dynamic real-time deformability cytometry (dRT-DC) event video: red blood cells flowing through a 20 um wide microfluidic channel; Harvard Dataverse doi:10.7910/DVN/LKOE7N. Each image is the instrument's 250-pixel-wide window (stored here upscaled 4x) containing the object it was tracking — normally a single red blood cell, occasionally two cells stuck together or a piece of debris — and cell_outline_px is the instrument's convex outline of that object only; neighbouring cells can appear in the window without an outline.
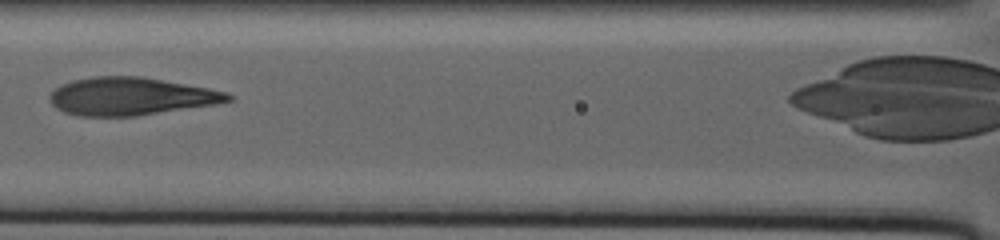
{"species": "human", "species_latin": "Homo sapiens", "temperature_condition": "warm", "stored_images_in_passage": 50, "camera_frame_rate_fps": 3000, "um_per_image_px": 0.085, "donor": {"sex": "male"}, "frame": {"image": 1, "passage_image": 23, "time_ms": 10.667, "image_size_px": [1000, 240], "cell_outline_px": [[232, 100], [216, 104], [136, 116], [80, 116], [64, 112], [56, 108], [48, 100], [48, 96], [60, 84], [72, 80], [92, 76], [140, 76], [208, 88], [228, 92], [232, 96]], "centroid_in_image_um": [11.08, 8.19], "position_along_channel_um": 155.5, "area_um2": 39.3}}
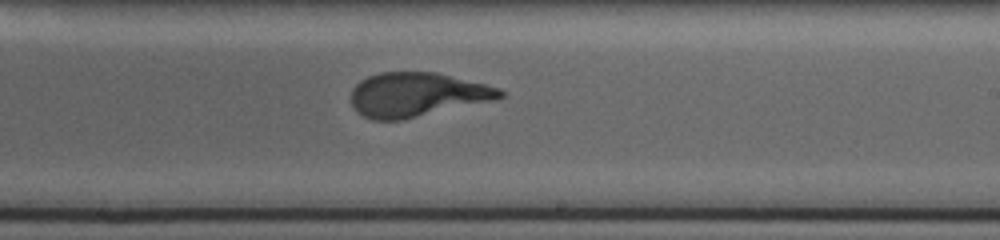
{"frame": {"image": 2, "passage_image": 33, "time_ms": 16.0, "image_size_px": [1000, 240], "cell_outline_px": [[504, 96], [500, 100], [404, 120], [372, 120], [356, 112], [352, 104], [352, 88], [360, 80], [368, 76], [380, 72], [436, 72], [500, 88], [504, 92]], "centroid_in_image_um": [35.48, 8.06], "position_along_channel_um": 253.5, "area_um2": 38.9}}
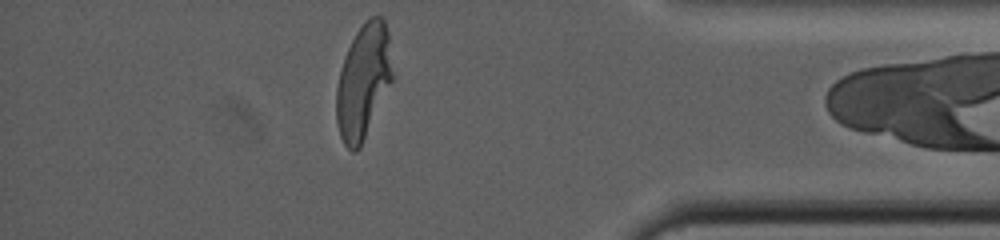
{"frame": {"image": 3, "passage_image": 49, "time_ms": 25.333, "image_size_px": [1000, 240], "cell_outline_px": [[396, 76], [360, 148], [356, 152], [352, 152], [344, 144], [340, 136], [336, 124], [336, 88], [340, 68], [344, 56], [356, 32], [368, 16], [380, 16], [384, 20], [388, 32]], "centroid_in_image_um": [30.92, 6.93], "position_along_channel_um": 404.3, "area_um2": 38.49}}